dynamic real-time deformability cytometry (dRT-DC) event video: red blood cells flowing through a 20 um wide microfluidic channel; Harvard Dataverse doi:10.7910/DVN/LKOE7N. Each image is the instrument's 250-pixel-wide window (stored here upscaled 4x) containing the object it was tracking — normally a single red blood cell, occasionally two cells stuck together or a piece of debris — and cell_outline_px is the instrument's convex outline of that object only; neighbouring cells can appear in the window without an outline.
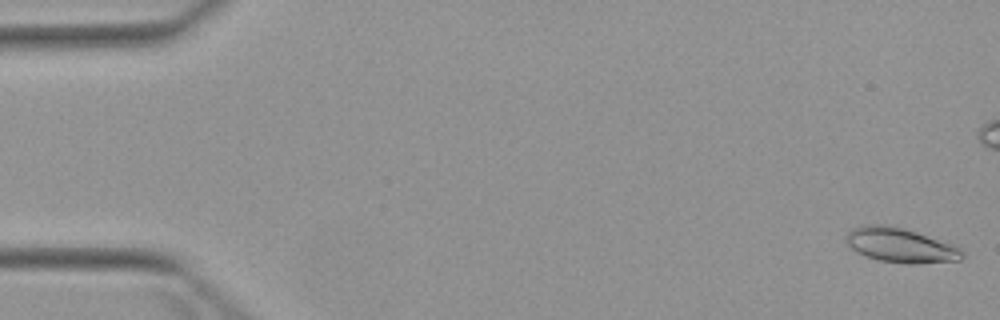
{"species": "Egyptian fruit bat (a non-hibernating species)", "species_latin": "Rousettus aegyptiacus", "temperature_condition": "warm", "stored_images_in_passage": 5, "camera_frame_rate_fps": 3000, "um_per_image_px": 0.085, "animal": {"sex": "female"}, "frame": {"image": 1, "passage_image": 1, "time_ms": 0.0, "image_size_px": [1000, 320], "cell_outline_px": [[964, 256], [960, 260], [912, 264], [880, 260], [856, 252], [844, 240], [848, 232], [852, 228], [868, 224], [896, 224], [956, 244], [964, 252]], "centroid_in_image_um": [76.59, 20.8], "position_along_channel_um": 8.4, "area_um2": 23.93}}